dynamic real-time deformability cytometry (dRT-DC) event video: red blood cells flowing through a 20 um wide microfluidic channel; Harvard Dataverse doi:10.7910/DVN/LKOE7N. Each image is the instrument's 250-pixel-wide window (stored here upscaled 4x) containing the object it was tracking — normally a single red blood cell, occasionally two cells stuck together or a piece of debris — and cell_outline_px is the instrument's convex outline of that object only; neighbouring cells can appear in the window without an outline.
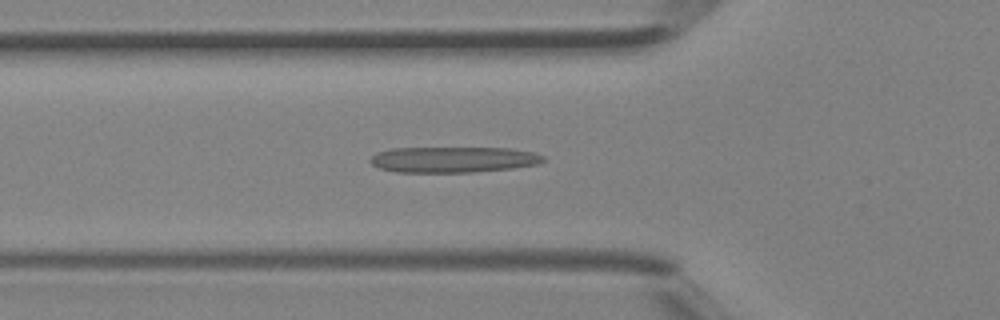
{"species": "Egyptian fruit bat (a non-hibernating species)", "species_latin": "Rousettus aegyptiacus", "temperature_condition": "room temperature", "stored_images_in_passage": 41, "camera_frame_rate_fps": 3000, "um_per_image_px": 0.085, "animal": {"sex": "female"}, "frame": {"image": 1, "passage_image": 14, "time_ms": 4.333, "image_size_px": [1000, 320], "cell_outline_px": [[544, 160], [540, 164], [512, 168], [472, 172], [396, 172], [380, 168], [372, 164], [368, 160], [376, 152], [392, 148], [512, 148], [532, 152], [544, 156]], "centroid_in_image_um": [38.52, 13.56], "position_along_channel_um": 87.3, "area_um2": 26.07}}
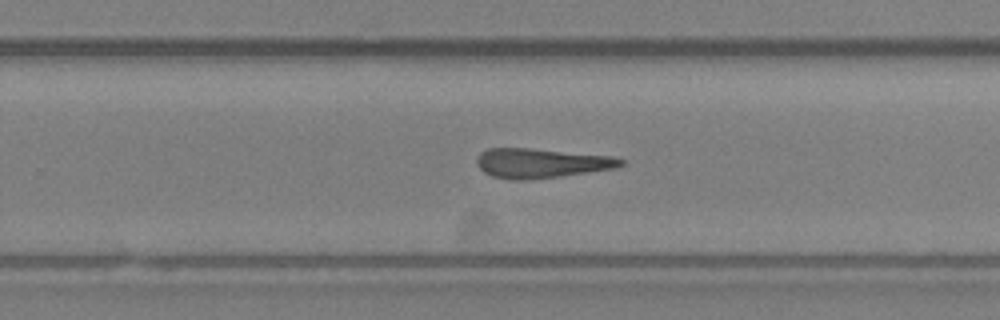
{"frame": {"image": 2, "passage_image": 26, "time_ms": 8.333, "image_size_px": [1000, 320], "cell_outline_px": [[624, 164], [616, 168], [560, 176], [520, 180], [512, 180], [492, 176], [484, 172], [476, 164], [476, 156], [480, 152], [488, 148], [528, 148], [612, 156], [624, 160]], "centroid_in_image_um": [45.96, 13.86], "position_along_channel_um": 283.8, "area_um2": 24.68}}
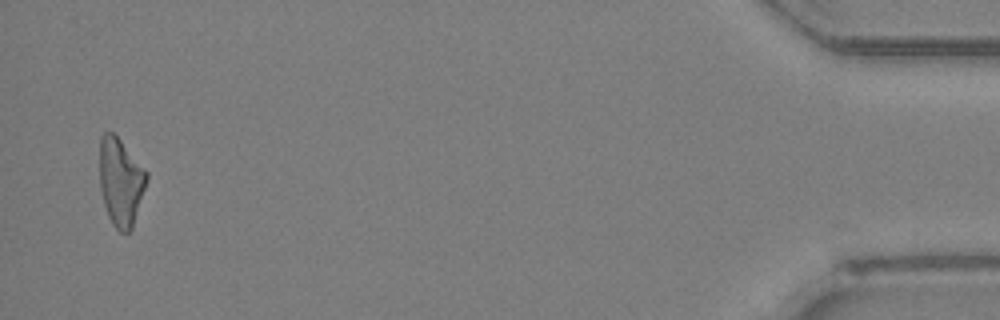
{"frame": {"image": 3, "passage_image": 40, "time_ms": 13.0, "image_size_px": [1000, 320], "cell_outline_px": [[148, 176], [132, 228], [128, 232], [120, 232], [112, 224], [108, 216], [104, 204], [100, 188], [100, 136], [104, 132], [112, 132], [120, 140], [148, 172]], "centroid_in_image_um": [10.24, 15.45], "position_along_channel_um": 425.0, "area_um2": 23.76}}